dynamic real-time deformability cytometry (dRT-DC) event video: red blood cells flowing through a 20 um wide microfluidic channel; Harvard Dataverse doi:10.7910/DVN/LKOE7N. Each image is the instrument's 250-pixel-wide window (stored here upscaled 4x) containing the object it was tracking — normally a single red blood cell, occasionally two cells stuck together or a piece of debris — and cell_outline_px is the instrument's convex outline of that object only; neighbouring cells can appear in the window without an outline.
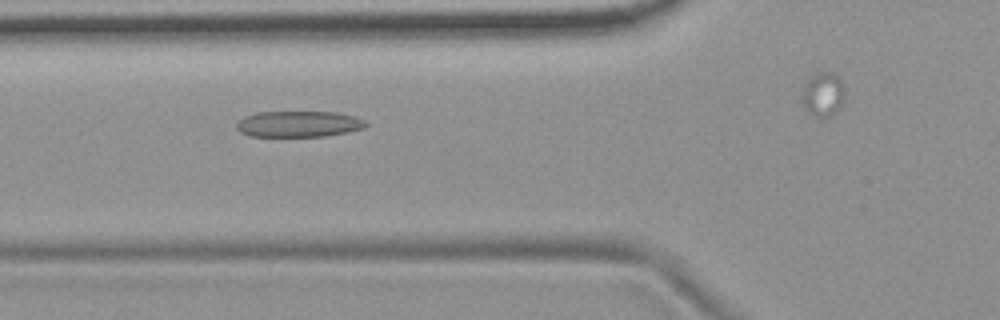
{"species": "common noctule bat (a hibernating species)", "species_latin": "Nyctalus noctula", "temperature_condition": "room temperature", "stored_images_in_passage": 38, "camera_frame_rate_fps": 3000, "um_per_image_px": 0.085, "animal": {"sex": "female", "body_mass_g": 19.9}, "frame": {"image": 1, "passage_image": 14, "time_ms": 4.333, "image_size_px": [1000, 320], "cell_outline_px": [[368, 124], [364, 128], [324, 136], [248, 136], [240, 132], [236, 128], [236, 124], [244, 116], [256, 112], [336, 112], [356, 116], [364, 120]], "centroid_in_image_um": [25.36, 10.53], "position_along_channel_um": 100.4, "area_um2": 19.59}}
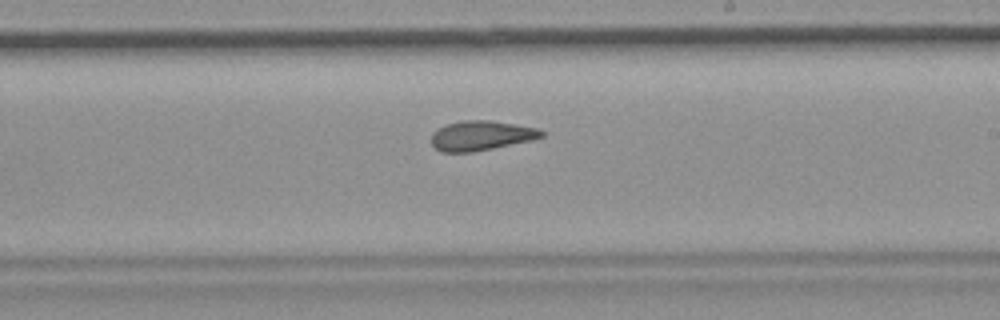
{"frame": {"image": 2, "passage_image": 26, "time_ms": 8.333, "image_size_px": [1000, 320], "cell_outline_px": [[544, 136], [532, 140], [472, 152], [440, 152], [432, 144], [432, 132], [436, 128], [448, 124], [464, 120], [488, 120], [536, 128], [544, 132]], "centroid_in_image_um": [40.86, 11.53], "position_along_channel_um": 248.1, "area_um2": 18.84}}
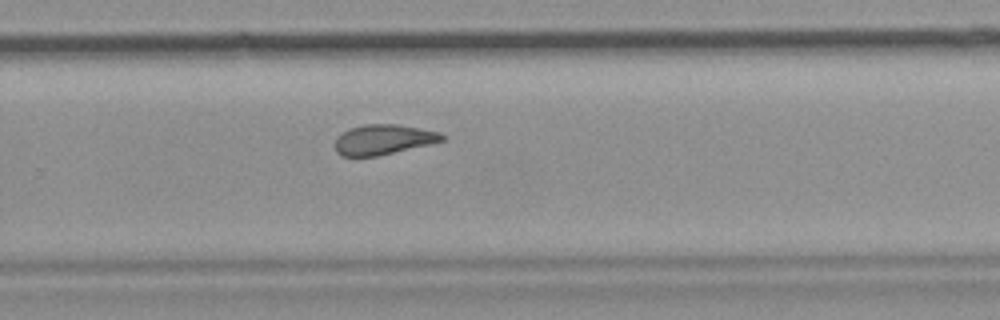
{"frame": {"image": 3, "passage_image": 30, "time_ms": 9.667, "image_size_px": [1000, 320], "cell_outline_px": [[444, 140], [428, 144], [376, 156], [340, 156], [336, 152], [336, 136], [352, 128], [364, 124], [396, 124], [420, 128], [440, 132], [444, 136]], "centroid_in_image_um": [32.56, 11.86], "position_along_channel_um": 297.2, "area_um2": 18.44}}